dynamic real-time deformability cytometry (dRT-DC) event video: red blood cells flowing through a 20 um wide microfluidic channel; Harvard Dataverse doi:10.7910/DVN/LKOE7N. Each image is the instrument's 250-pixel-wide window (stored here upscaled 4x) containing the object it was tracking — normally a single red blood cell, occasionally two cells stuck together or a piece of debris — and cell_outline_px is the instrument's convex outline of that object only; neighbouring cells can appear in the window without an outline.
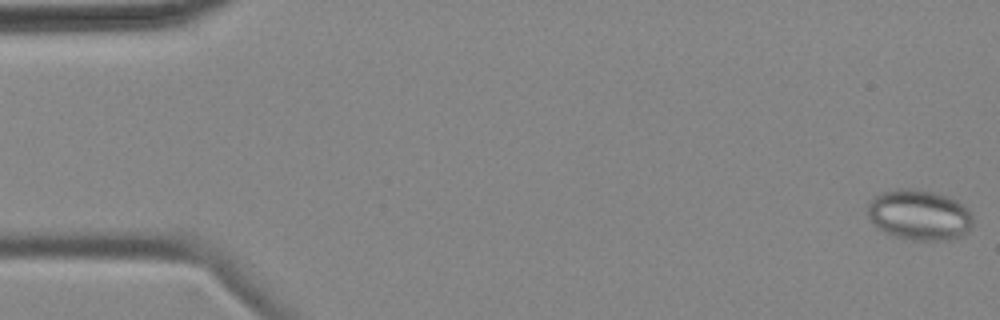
{"species": "common noctule bat (a hibernating species)", "species_latin": "Nyctalus noctula", "temperature_condition": "cold", "stored_images_in_passage": 7, "camera_frame_rate_fps": 3000, "um_per_image_px": 0.085, "animal": {"sex": "female", "body_mass_g": 18.4}, "frame": {"image": 1, "passage_image": 1, "time_ms": 0.0, "image_size_px": [1000, 320], "cell_outline_px": [[972, 228], [968, 232], [960, 236], [944, 240], [912, 240], [896, 236], [884, 232], [868, 216], [868, 204], [876, 196], [884, 192], [900, 188], [912, 188], [932, 192], [948, 196], [956, 200], [968, 208], [972, 216]], "centroid_in_image_um": [78.18, 18.27], "position_along_channel_um": 6.8, "area_um2": 30.69}}